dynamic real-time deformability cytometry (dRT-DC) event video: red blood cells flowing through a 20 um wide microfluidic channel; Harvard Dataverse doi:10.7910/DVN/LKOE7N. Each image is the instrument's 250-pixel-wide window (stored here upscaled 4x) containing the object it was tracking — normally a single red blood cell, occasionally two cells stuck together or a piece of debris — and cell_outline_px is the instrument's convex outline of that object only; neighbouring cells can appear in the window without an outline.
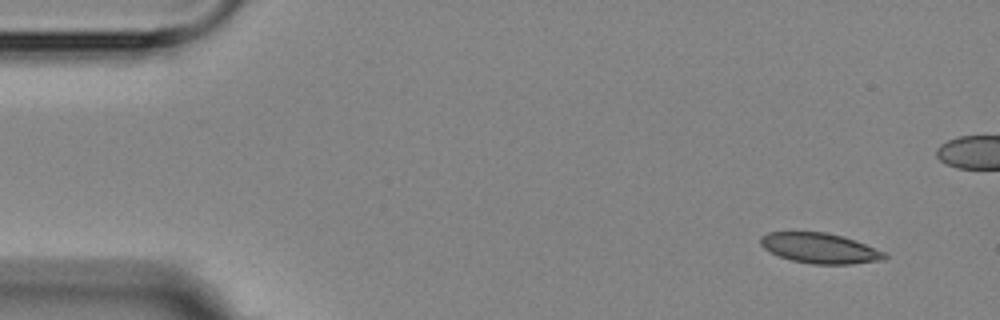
{"species": "Egyptian fruit bat (a non-hibernating species)", "species_latin": "Rousettus aegyptiacus", "temperature_condition": "room temperature", "stored_images_in_passage": 8, "segment_of_instrument_passage": [1, 2], "camera_frame_rate_fps": 3000, "um_per_image_px": 0.085, "animal": {"sex": "female"}, "frame": {"image": 1, "passage_image": 1, "time_ms": 0.0, "image_size_px": [1000, 320], "cell_outline_px": [[888, 256], [884, 260], [852, 264], [812, 264], [792, 260], [780, 256], [764, 248], [760, 244], [760, 236], [768, 232], [824, 232], [856, 240], [884, 252]], "centroid_in_image_um": [69.69, 21.1], "position_along_channel_um": 15.3, "area_um2": 21.73}}
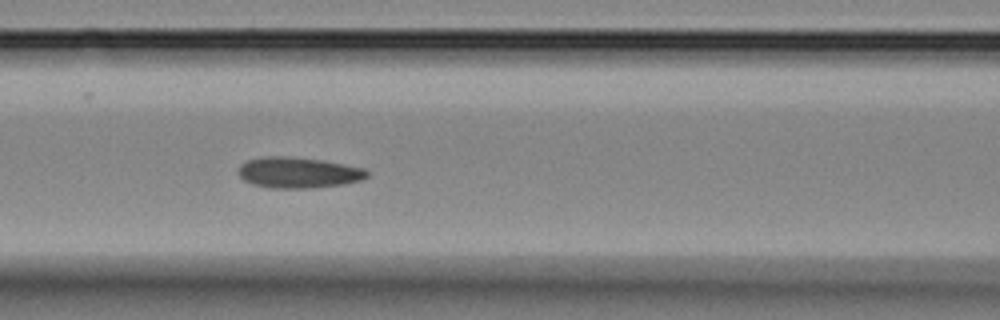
{"frame": {"image": 2, "passage_image": 6, "time_ms": 6.333, "image_size_px": [1000, 320], "cell_outline_px": [[368, 176], [360, 180], [344, 184], [312, 188], [272, 188], [252, 184], [244, 180], [240, 176], [240, 164], [248, 160], [264, 156], [288, 156], [320, 160], [364, 168], [368, 172]], "centroid_in_image_um": [25.35, 14.67], "position_along_channel_um": 141.3, "area_um2": 22.95}}
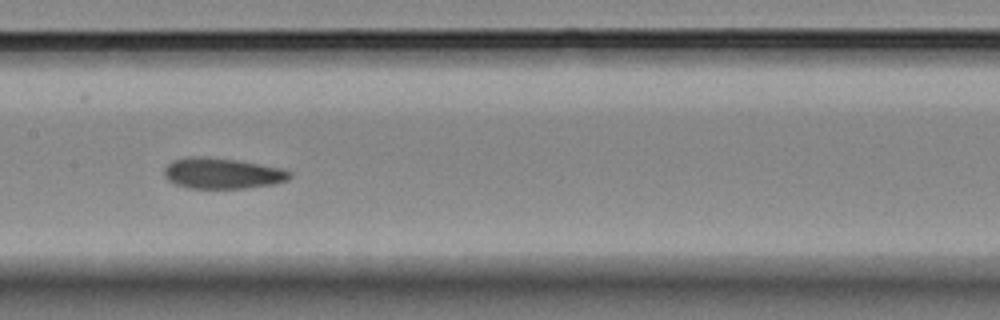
{"frame": {"image": 3, "passage_image": 7, "time_ms": 7.667, "image_size_px": [1000, 320], "cell_outline_px": [[292, 176], [288, 180], [272, 184], [244, 188], [188, 188], [176, 184], [168, 180], [164, 176], [164, 168], [172, 160], [188, 156], [204, 156], [236, 160], [284, 168], [292, 172]], "centroid_in_image_um": [18.89, 14.72], "position_along_channel_um": 188.5, "area_um2": 22.66}}